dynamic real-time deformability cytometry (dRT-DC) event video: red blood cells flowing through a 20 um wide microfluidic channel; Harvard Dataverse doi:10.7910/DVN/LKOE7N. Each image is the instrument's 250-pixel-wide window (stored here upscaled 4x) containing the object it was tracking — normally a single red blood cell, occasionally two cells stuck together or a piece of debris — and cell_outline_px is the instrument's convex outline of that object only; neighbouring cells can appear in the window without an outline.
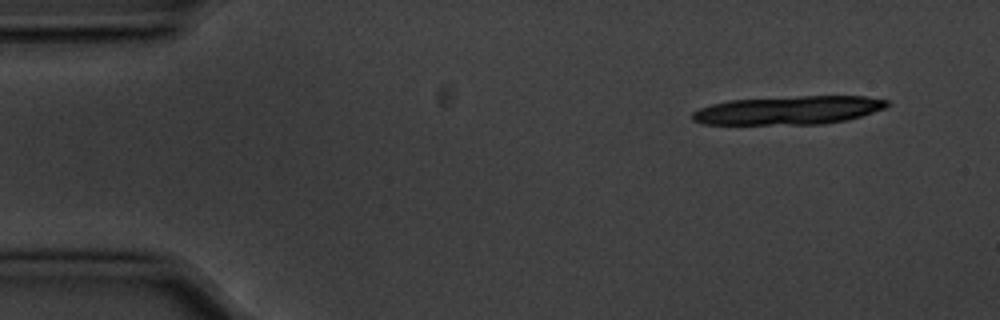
{"species": "common noctule bat (a hibernating species)", "species_latin": "Nyctalus noctula", "temperature_condition": "cold", "stored_images_in_passage": 9, "camera_frame_rate_fps": 3000, "um_per_image_px": 0.085, "animal": {"sex": "male", "body_mass_g": 20.1, "forearm_length_mm": 53.5}, "frame": {"image": 1, "passage_image": 1, "time_ms": 0.0, "image_size_px": [1000, 320], "cell_outline_px": [[892, 104], [884, 108], [860, 116], [844, 120], [824, 124], [704, 124], [692, 120], [692, 112], [700, 108], [712, 104], [728, 100], [800, 96], [864, 96], [888, 100]], "centroid_in_image_um": [67.03, 9.36], "position_along_channel_um": 18.0, "area_um2": 32.25}}